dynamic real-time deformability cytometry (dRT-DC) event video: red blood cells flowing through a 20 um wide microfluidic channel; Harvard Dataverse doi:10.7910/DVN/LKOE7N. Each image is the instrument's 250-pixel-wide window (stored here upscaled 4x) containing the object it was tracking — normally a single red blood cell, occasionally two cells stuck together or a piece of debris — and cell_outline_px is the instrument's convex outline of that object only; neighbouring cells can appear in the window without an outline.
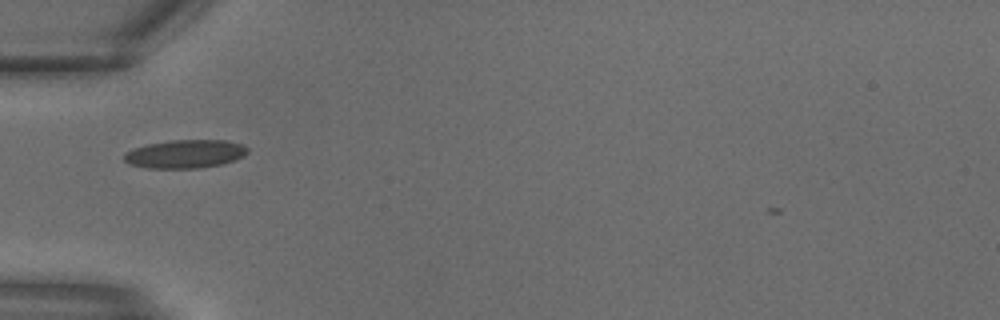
{"species": "common noctule bat (a hibernating species)", "species_latin": "Nyctalus noctula", "temperature_condition": "warm", "stored_images_in_passage": 22, "camera_frame_rate_fps": 3000, "um_per_image_px": 0.085, "animal": {"sex": "male", "body_mass_g": 18.8}, "frame": {"image": 1, "passage_image": 2, "time_ms": 0.333, "image_size_px": [1000, 320], "cell_outline_px": [[248, 152], [244, 156], [236, 160], [224, 164], [200, 168], [148, 168], [128, 164], [124, 160], [124, 152], [132, 148], [148, 144], [172, 140], [224, 140], [240, 144], [248, 148]], "centroid_in_image_um": [15.73, 13.09], "position_along_channel_um": 69.3, "area_um2": 20.58}}
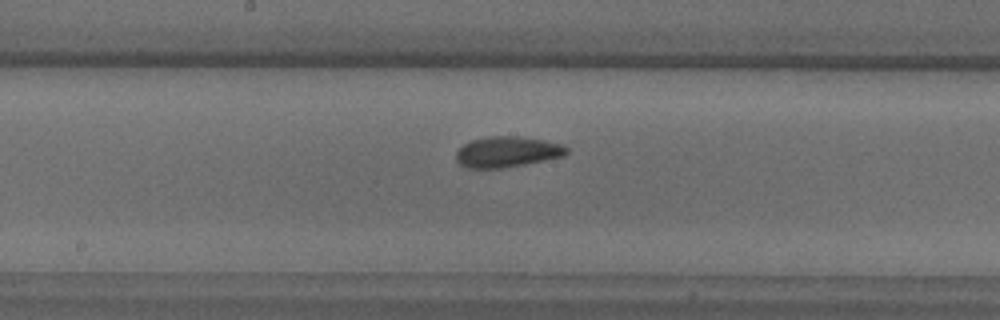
{"frame": {"image": 2, "passage_image": 8, "time_ms": 2.333, "image_size_px": [1000, 320], "cell_outline_px": [[568, 152], [564, 156], [504, 168], [468, 168], [460, 164], [456, 160], [456, 152], [464, 144], [472, 140], [488, 136], [512, 136], [544, 140], [560, 144], [568, 148]], "centroid_in_image_um": [43.09, 12.91], "position_along_channel_um": 205.1, "area_um2": 19.59}}
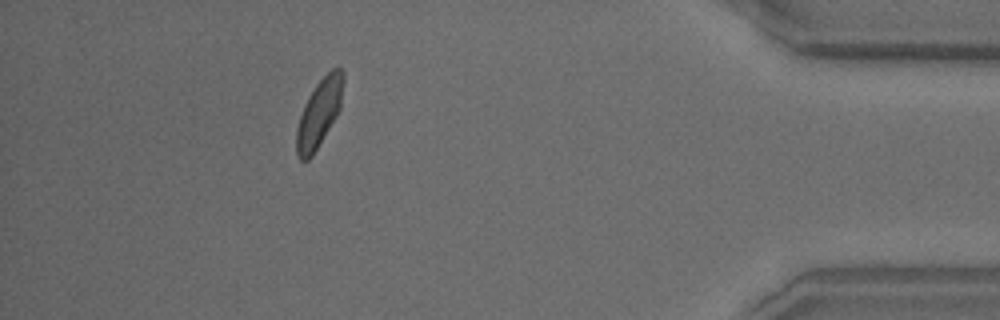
{"frame": {"image": 3, "passage_image": 19, "time_ms": 6.0, "image_size_px": [1000, 320], "cell_outline_px": [[344, 80], [340, 108], [336, 116], [312, 156], [308, 160], [300, 160], [296, 156], [296, 128], [304, 104], [308, 96], [316, 84], [332, 68], [340, 68], [344, 72]], "centroid_in_image_um": [27.11, 9.61], "position_along_channel_um": 408.1, "area_um2": 18.38}}